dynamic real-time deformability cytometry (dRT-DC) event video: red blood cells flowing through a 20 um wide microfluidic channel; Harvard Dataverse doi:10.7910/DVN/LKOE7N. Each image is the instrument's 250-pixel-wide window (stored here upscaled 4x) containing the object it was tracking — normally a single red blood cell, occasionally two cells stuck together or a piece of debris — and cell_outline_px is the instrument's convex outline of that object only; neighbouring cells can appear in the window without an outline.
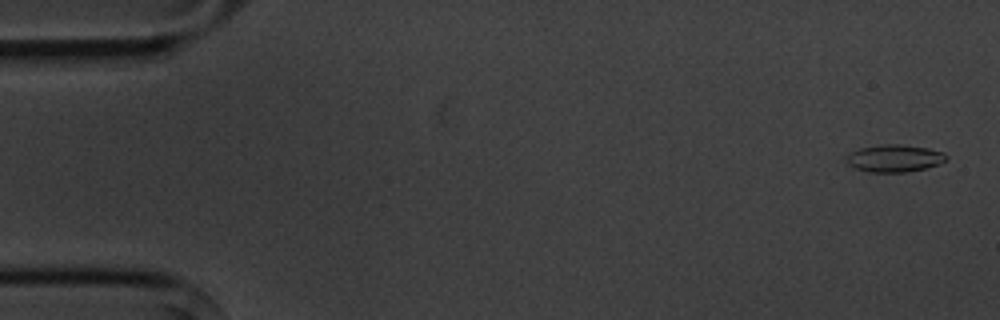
{"species": "common noctule bat (a hibernating species)", "species_latin": "Nyctalus noctula", "temperature_condition": "cold", "stored_images_in_passage": 5, "camera_frame_rate_fps": 3000, "um_per_image_px": 0.085, "animal": {"sex": "male", "body_mass_g": 20.1, "forearm_length_mm": 53.5}, "frame": {"image": 1, "passage_image": 1, "time_ms": 0.0, "image_size_px": [1000, 320], "cell_outline_px": [[948, 156], [944, 160], [936, 164], [924, 168], [904, 172], [868, 172], [856, 168], [848, 164], [844, 160], [852, 152], [860, 148], [884, 144], [900, 144], [928, 148], [944, 152]], "centroid_in_image_um": [76.0, 13.45], "position_along_channel_um": 9.0, "area_um2": 15.66}}